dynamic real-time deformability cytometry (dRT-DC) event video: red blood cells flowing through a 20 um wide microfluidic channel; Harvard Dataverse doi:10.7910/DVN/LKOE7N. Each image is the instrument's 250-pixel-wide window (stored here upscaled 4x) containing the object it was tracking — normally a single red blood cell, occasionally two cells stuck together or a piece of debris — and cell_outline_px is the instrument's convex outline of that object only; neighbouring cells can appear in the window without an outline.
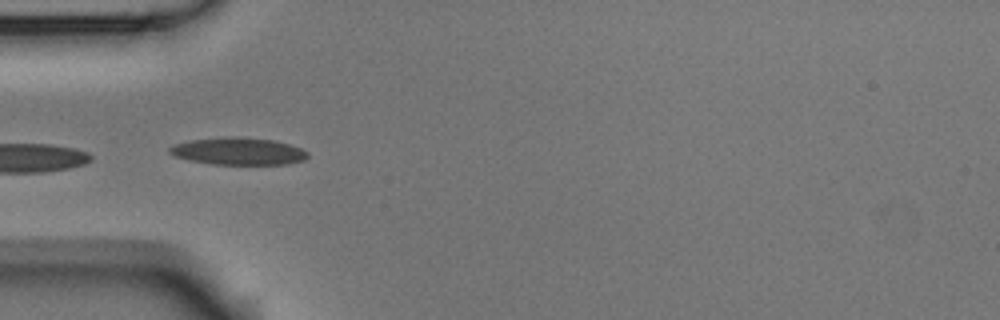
{"species": "Egyptian fruit bat (a non-hibernating species)", "species_latin": "Rousettus aegyptiacus", "temperature_condition": "room temperature", "stored_images_in_passage": 7, "camera_frame_rate_fps": 3000, "um_per_image_px": 0.085, "animal": {"sex": "male"}, "frame": {"image": 1, "passage_image": 3, "time_ms": 0.667, "image_size_px": [1000, 320], "cell_outline_px": [[308, 156], [304, 160], [288, 164], [212, 164], [188, 160], [176, 156], [168, 152], [168, 148], [172, 144], [192, 140], [224, 136], [236, 136], [272, 140], [288, 144], [300, 148], [308, 152]], "centroid_in_image_um": [20.22, 12.85], "position_along_channel_um": 64.8, "area_um2": 21.96}}
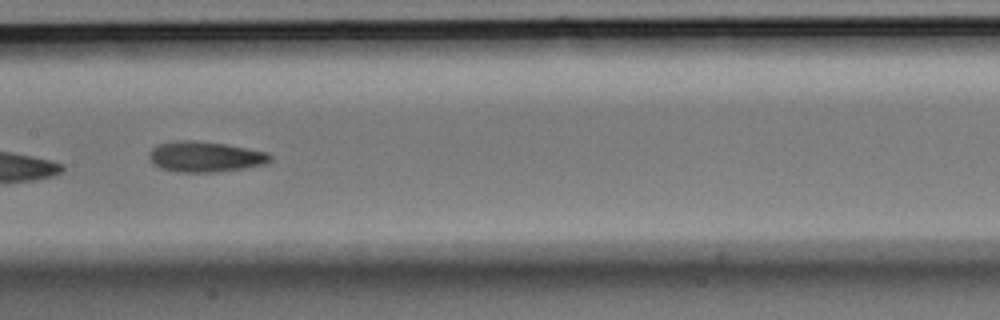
{"frame": {"image": 2, "passage_image": 6, "time_ms": 1.667, "image_size_px": [1000, 320], "cell_outline_px": [[272, 160], [264, 164], [244, 168], [216, 172], [176, 172], [160, 168], [152, 164], [148, 156], [148, 152], [156, 144], [184, 140], [196, 140], [228, 144], [268, 152], [272, 156]], "centroid_in_image_um": [17.42, 13.31], "position_along_channel_um": 190.0, "area_um2": 21.85}}
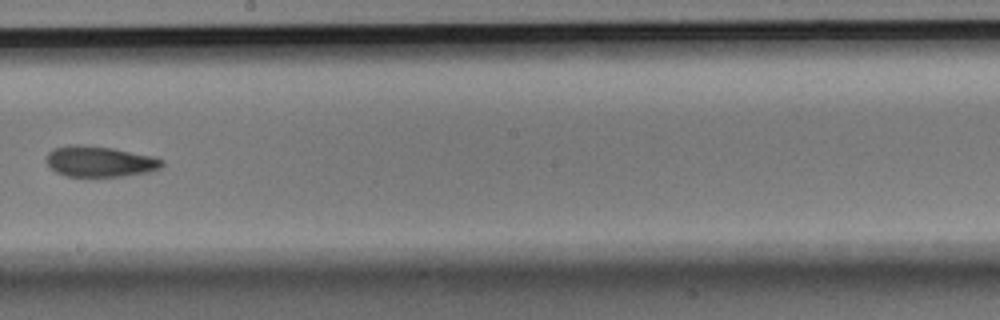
{"frame": {"image": 3, "passage_image": 7, "time_ms": 2.0, "image_size_px": [1000, 320], "cell_outline_px": [[164, 164], [160, 168], [148, 172], [124, 176], [64, 176], [56, 172], [48, 164], [48, 152], [52, 148], [68, 144], [80, 144], [112, 148], [152, 156], [164, 160]], "centroid_in_image_um": [8.47, 13.72], "position_along_channel_um": 239.7, "area_um2": 20.69}}